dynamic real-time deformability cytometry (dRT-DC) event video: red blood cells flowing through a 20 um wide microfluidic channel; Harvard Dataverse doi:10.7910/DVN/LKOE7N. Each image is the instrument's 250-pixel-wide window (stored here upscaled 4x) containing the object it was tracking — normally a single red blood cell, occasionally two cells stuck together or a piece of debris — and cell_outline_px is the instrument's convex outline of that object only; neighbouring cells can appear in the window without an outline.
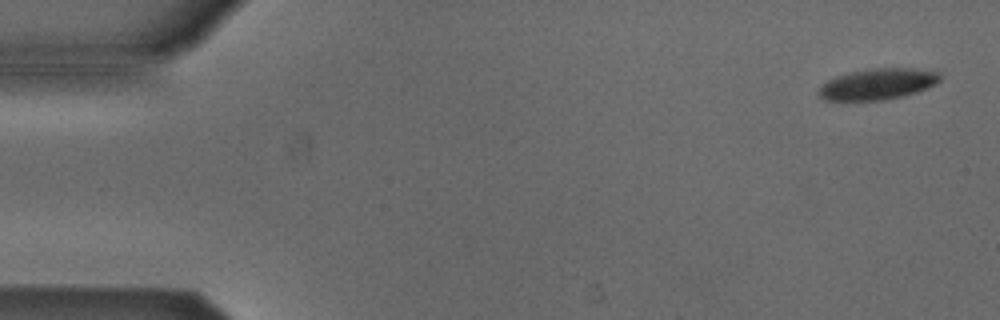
{"species": "Egyptian fruit bat (a non-hibernating species)", "species_latin": "Rousettus aegyptiacus", "temperature_condition": "cold", "stored_images_in_passage": 52, "camera_frame_rate_fps": 3000, "um_per_image_px": 0.085, "animal": {"sex": "male"}, "frame": {"image": 1, "passage_image": 1, "time_ms": 0.0, "image_size_px": [1000, 320], "cell_outline_px": [[940, 80], [928, 88], [916, 92], [884, 100], [824, 100], [820, 96], [820, 84], [836, 76], [852, 72], [872, 68], [912, 68], [940, 72]], "centroid_in_image_um": [74.61, 7.14], "position_along_channel_um": 10.4, "area_um2": 21.73}}
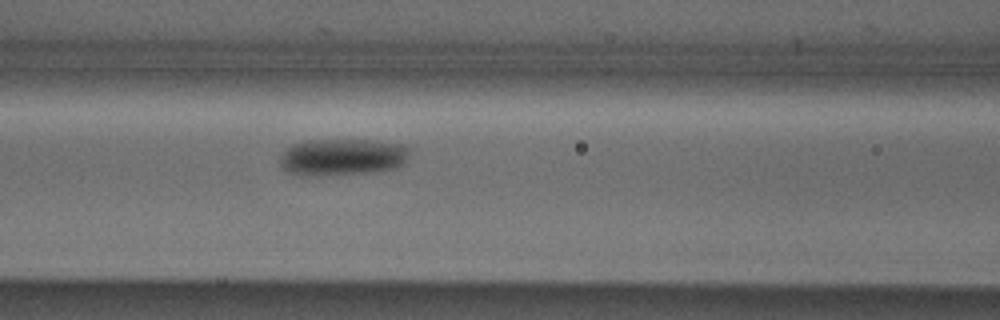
{"frame": {"image": 2, "passage_image": 21, "time_ms": 6.667, "image_size_px": [1000, 320], "cell_outline_px": [[412, 148], [404, 164], [396, 168], [372, 172], [308, 176], [300, 176], [288, 172], [280, 168], [280, 156], [292, 144], [304, 140], [376, 140], [404, 144]], "centroid_in_image_um": [29.12, 13.34], "position_along_channel_um": 137.5, "area_um2": 28.32}}
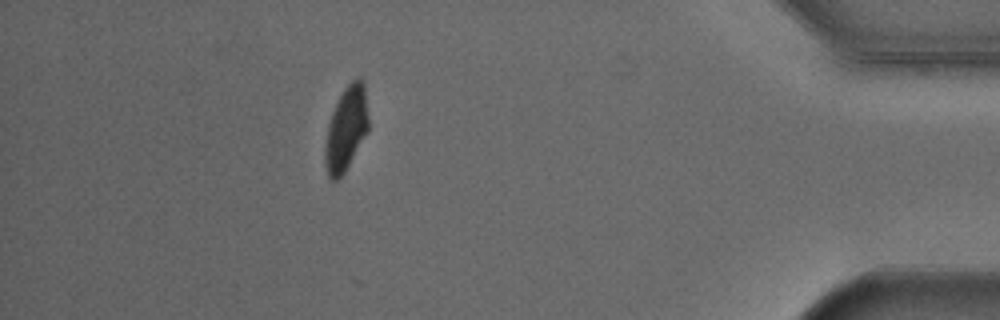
{"frame": {"image": 3, "passage_image": 46, "time_ms": 15.0, "image_size_px": [1000, 320], "cell_outline_px": [[368, 132], [344, 172], [336, 180], [328, 180], [324, 164], [324, 148], [328, 124], [332, 112], [344, 88], [356, 76], [364, 80], [368, 116]], "centroid_in_image_um": [29.41, 10.94], "position_along_channel_um": 405.8, "area_um2": 21.44}, "authors_computed_cell_mechanics": {"area_um2": 24.5939, "velocity_mm_per_s": 3.8546, "shape_relaxation_time_tau1_ms": 2.0167, "shape_relaxation_time_tau2_ms": null, "deformation_change_tau1": 0.1157, "deformation_change_tau2": null}}